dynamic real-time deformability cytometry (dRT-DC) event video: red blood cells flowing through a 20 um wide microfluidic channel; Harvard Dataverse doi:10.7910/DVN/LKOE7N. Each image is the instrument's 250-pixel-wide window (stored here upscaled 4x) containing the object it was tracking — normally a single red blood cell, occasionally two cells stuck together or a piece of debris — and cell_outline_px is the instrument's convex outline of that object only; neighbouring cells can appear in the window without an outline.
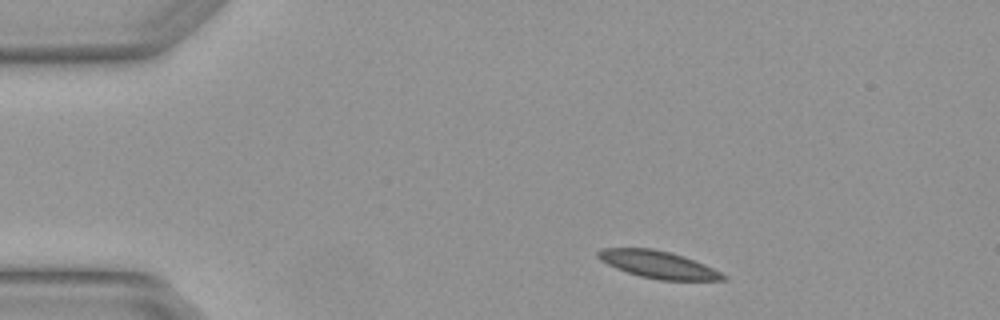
{"species": "Egyptian fruit bat (a non-hibernating species)", "species_latin": "Rousettus aegyptiacus", "temperature_condition": "warm", "stored_images_in_passage": 5, "camera_frame_rate_fps": 3000, "um_per_image_px": 0.085, "animal": {"sex": "female"}, "frame": {"image": 1, "passage_image": 1, "time_ms": 0.0, "image_size_px": [1000, 320], "cell_outline_px": [[728, 280], [660, 280], [640, 276], [616, 268], [600, 260], [596, 256], [596, 252], [600, 248], [652, 248], [684, 256], [704, 264], [728, 276]], "centroid_in_image_um": [55.94, 22.48], "position_along_channel_um": 29.1, "area_um2": 19.83}}
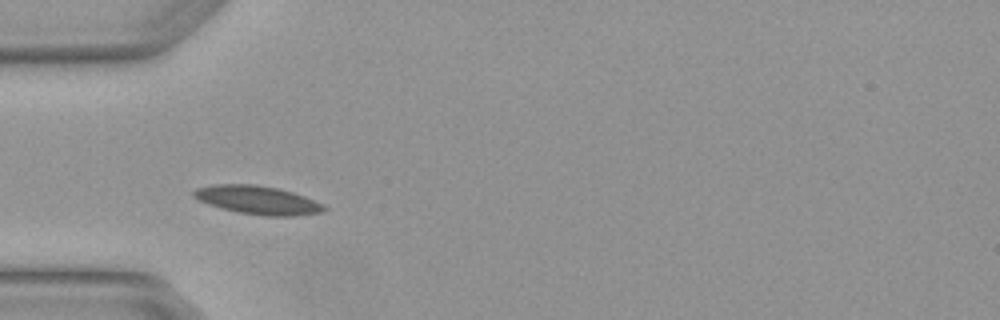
{"frame": {"image": 2, "passage_image": 3, "time_ms": 0.667, "image_size_px": [1000, 320], "cell_outline_px": [[328, 208], [324, 212], [296, 216], [268, 216], [236, 212], [220, 208], [208, 204], [192, 196], [192, 192], [196, 188], [212, 184], [256, 184], [276, 188], [292, 192], [304, 196]], "centroid_in_image_um": [21.87, 17.0], "position_along_channel_um": 63.1, "area_um2": 21.62}}
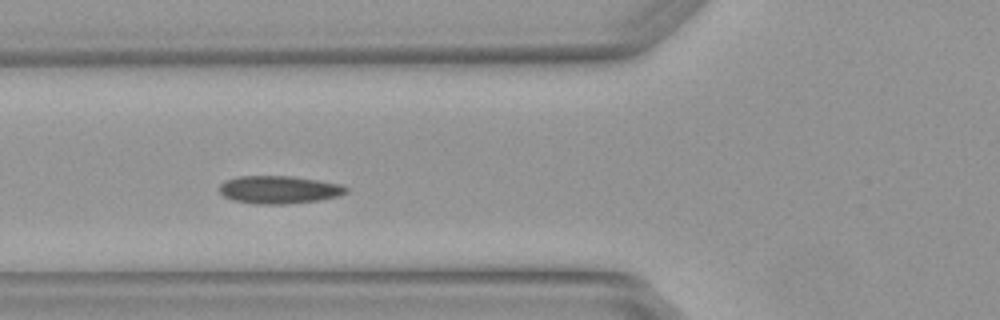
{"frame": {"image": 3, "passage_image": 4, "time_ms": 1.0, "image_size_px": [1000, 320], "cell_outline_px": [[348, 192], [340, 196], [320, 200], [284, 204], [256, 204], [232, 200], [224, 196], [220, 192], [220, 184], [224, 180], [240, 176], [292, 176], [340, 184], [348, 188]], "centroid_in_image_um": [23.72, 16.12], "position_along_channel_um": 102.1, "area_um2": 20.58}}